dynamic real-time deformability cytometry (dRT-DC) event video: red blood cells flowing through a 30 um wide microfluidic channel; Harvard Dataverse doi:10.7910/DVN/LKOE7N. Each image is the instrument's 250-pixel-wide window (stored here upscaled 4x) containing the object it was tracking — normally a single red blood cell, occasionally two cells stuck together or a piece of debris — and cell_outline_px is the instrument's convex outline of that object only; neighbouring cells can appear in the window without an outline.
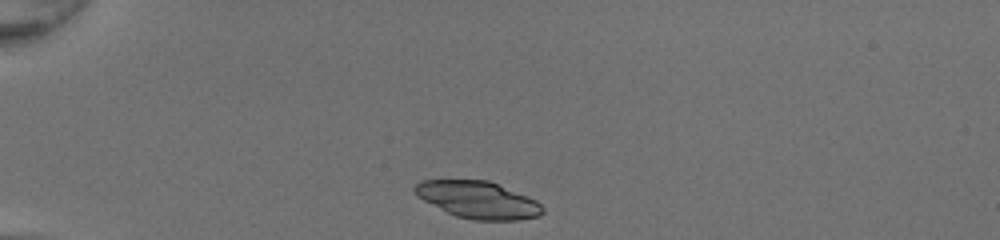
{"species": "common noctule bat (a hibernating species)", "species_latin": "Nyctalus noctula", "temperature_condition": "room temperature", "stored_images_in_passage": 32, "camera_frame_rate_fps": 3000, "um_per_image_px": 0.085, "animal": {"sex": "female", "body_mass_g": 20.0, "forearm_length_mm": 54.0}, "frame": {"image": 1, "passage_image": 2, "time_ms": 0.333, "image_size_px": [1000, 240], "cell_outline_px": [[544, 212], [540, 216], [520, 220], [472, 220], [456, 216], [416, 196], [412, 192], [412, 188], [420, 180], [488, 180], [536, 200], [544, 208]], "centroid_in_image_um": [40.62, 16.99], "position_along_channel_um": 44.4, "area_um2": 27.57}}
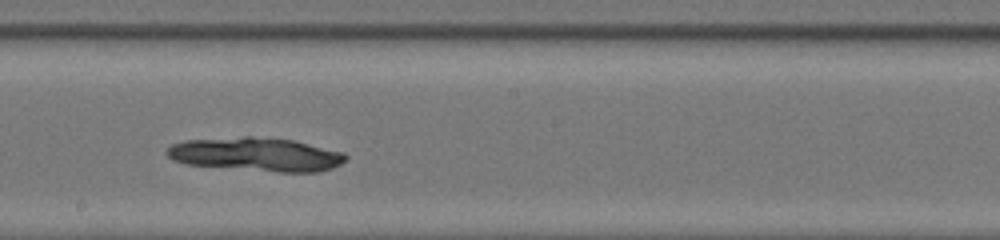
{"frame": {"image": 2, "passage_image": 18, "time_ms": 5.667, "image_size_px": [1000, 240], "cell_outline_px": [[348, 156], [340, 164], [332, 168], [320, 172], [276, 172], [184, 164], [172, 160], [164, 152], [172, 144], [184, 140], [244, 136], [252, 136], [292, 140], [344, 152]], "centroid_in_image_um": [21.74, 13.12], "position_along_channel_um": 226.5, "area_um2": 35.26}}
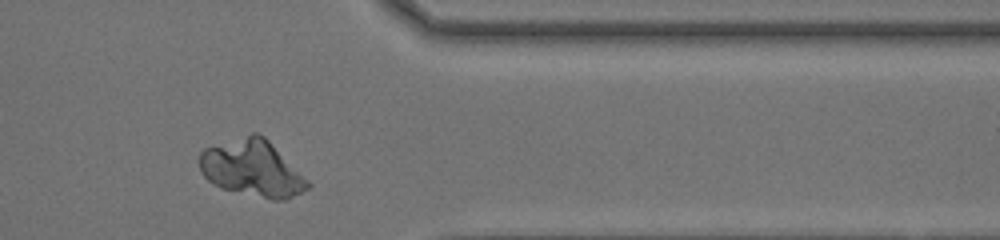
{"frame": {"image": 3, "passage_image": 30, "time_ms": 9.667, "image_size_px": [1000, 240], "cell_outline_px": [[312, 188], [284, 200], [272, 200], [220, 188], [212, 184], [200, 172], [196, 160], [200, 152], [204, 148], [252, 132], [260, 132], [312, 184]], "centroid_in_image_um": [21.4, 14.31], "position_along_channel_um": 390.0, "area_um2": 36.07}}